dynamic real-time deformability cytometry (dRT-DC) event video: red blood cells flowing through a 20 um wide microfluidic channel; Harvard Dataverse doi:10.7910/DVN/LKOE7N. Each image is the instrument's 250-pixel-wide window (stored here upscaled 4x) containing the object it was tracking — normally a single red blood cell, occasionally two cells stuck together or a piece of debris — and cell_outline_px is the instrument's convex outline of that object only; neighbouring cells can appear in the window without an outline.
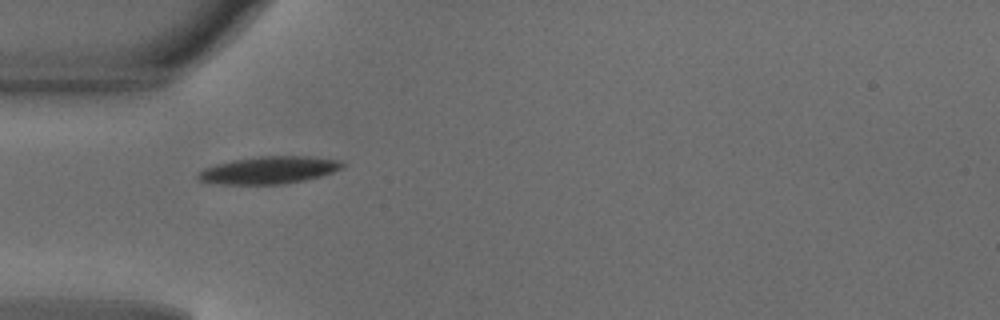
{"species": "common noctule bat (a hibernating species)", "species_latin": "Nyctalus noctula", "temperature_condition": "warm", "stored_images_in_passage": 32, "camera_frame_rate_fps": 3000, "um_per_image_px": 0.085, "animal": {"sex": "male", "body_mass_g": 18.8}, "frame": {"image": 1, "passage_image": 1, "time_ms": 0.0, "image_size_px": [1000, 320], "cell_outline_px": [[344, 168], [320, 176], [304, 180], [280, 184], [216, 184], [200, 180], [196, 176], [204, 168], [216, 164], [232, 160], [260, 156], [308, 156], [340, 160], [344, 164]], "centroid_in_image_um": [22.87, 14.45], "position_along_channel_um": 62.1, "area_um2": 22.89}}
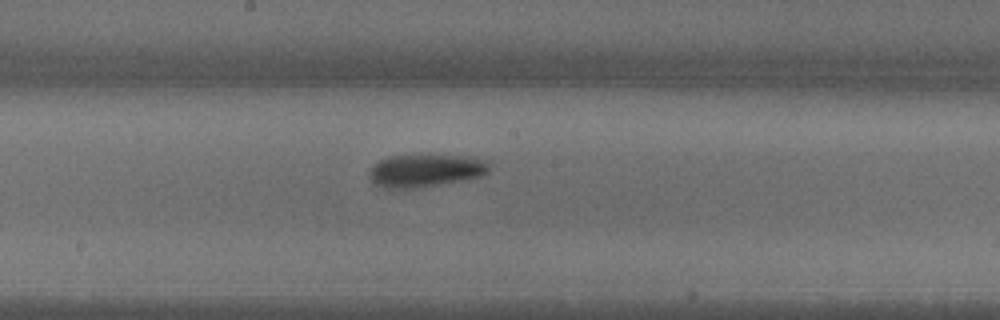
{"frame": {"image": 2, "passage_image": 12, "time_ms": 3.667, "image_size_px": [1000, 320], "cell_outline_px": [[488, 172], [480, 176], [460, 180], [416, 188], [384, 188], [376, 184], [368, 176], [368, 168], [380, 160], [388, 156], [468, 156], [484, 160], [488, 164]], "centroid_in_image_um": [36.09, 14.5], "position_along_channel_um": 212.1, "area_um2": 22.43}}
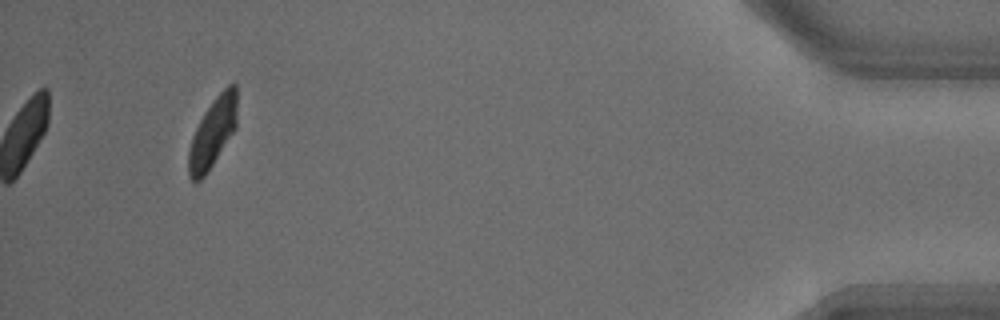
{"frame": {"image": 3, "passage_image": 32, "time_ms": 10.333, "image_size_px": [1000, 320], "cell_outline_px": [[236, 128], [208, 172], [196, 184], [188, 176], [188, 152], [192, 136], [204, 112], [212, 100], [228, 84], [236, 84]], "centroid_in_image_um": [18.06, 11.31], "position_along_channel_um": 417.1, "area_um2": 19.65}, "authors_computed_cell_mechanics": {"area_um2": 22.3108, "velocity_mm_per_s": 4.1226, "shape_relaxation_time_tau1_ms": 3.3539, "shape_relaxation_time_tau2_ms": null, "deformation_change_tau1": 0.1864, "deformation_change_tau2": null}}